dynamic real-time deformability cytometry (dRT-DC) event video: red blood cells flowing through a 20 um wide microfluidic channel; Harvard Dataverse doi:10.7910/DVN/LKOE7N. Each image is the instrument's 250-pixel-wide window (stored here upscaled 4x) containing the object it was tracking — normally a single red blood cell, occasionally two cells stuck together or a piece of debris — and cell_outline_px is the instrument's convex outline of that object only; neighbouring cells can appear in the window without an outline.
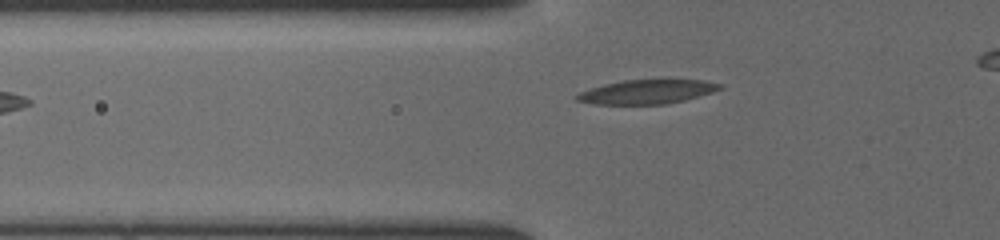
{"species": "common noctule bat (a hibernating species)", "species_latin": "Nyctalus noctula", "temperature_condition": "cold", "stored_images_in_passage": 32, "camera_frame_rate_fps": 3000, "um_per_image_px": 0.085, "animal": {"sex": "female", "body_mass_g": 19.5, "forearm_length_mm": 54.1}, "frame": {"image": 1, "passage_image": 4, "time_ms": 1.0, "image_size_px": [1000, 240], "cell_outline_px": [[724, 88], [712, 92], [684, 100], [664, 104], [592, 104], [576, 100], [576, 96], [580, 92], [604, 84], [624, 80], [664, 76], [704, 80], [724, 84]], "centroid_in_image_um": [55.11, 7.74], "position_along_channel_um": 70.7, "area_um2": 21.1}}
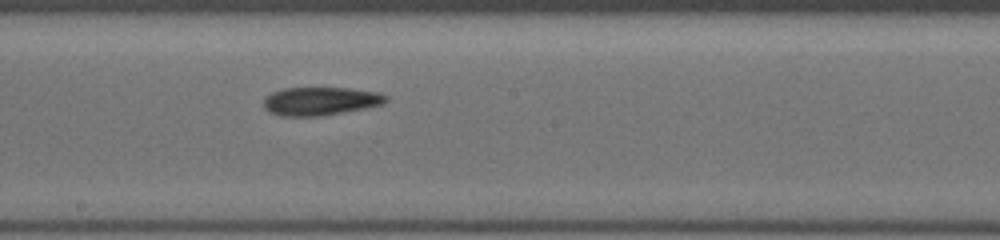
{"frame": {"image": 2, "passage_image": 15, "time_ms": 4.667, "image_size_px": [1000, 240], "cell_outline_px": [[388, 100], [384, 104], [364, 108], [320, 116], [280, 116], [268, 112], [264, 108], [264, 96], [272, 92], [284, 88], [348, 88], [380, 92], [388, 96]], "centroid_in_image_um": [27.22, 8.59], "position_along_channel_um": 221.0, "area_um2": 20.29}}
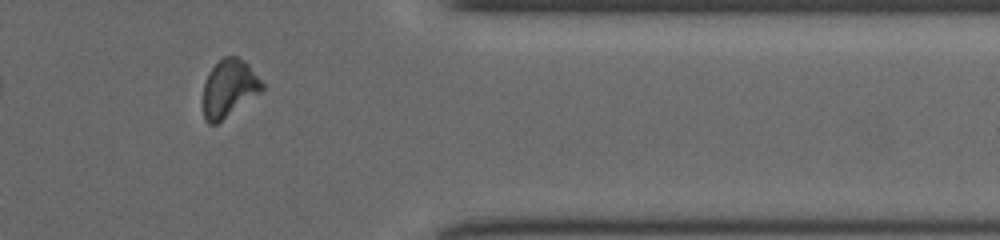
{"frame": {"image": 3, "passage_image": 28, "time_ms": 9.0, "image_size_px": [1000, 240], "cell_outline_px": [[264, 88], [260, 92], [216, 124], [208, 124], [204, 120], [204, 84], [208, 72], [224, 56], [236, 56], [244, 60], [248, 64], [264, 84]], "centroid_in_image_um": [19.46, 7.49], "position_along_channel_um": 391.9, "area_um2": 19.42}}